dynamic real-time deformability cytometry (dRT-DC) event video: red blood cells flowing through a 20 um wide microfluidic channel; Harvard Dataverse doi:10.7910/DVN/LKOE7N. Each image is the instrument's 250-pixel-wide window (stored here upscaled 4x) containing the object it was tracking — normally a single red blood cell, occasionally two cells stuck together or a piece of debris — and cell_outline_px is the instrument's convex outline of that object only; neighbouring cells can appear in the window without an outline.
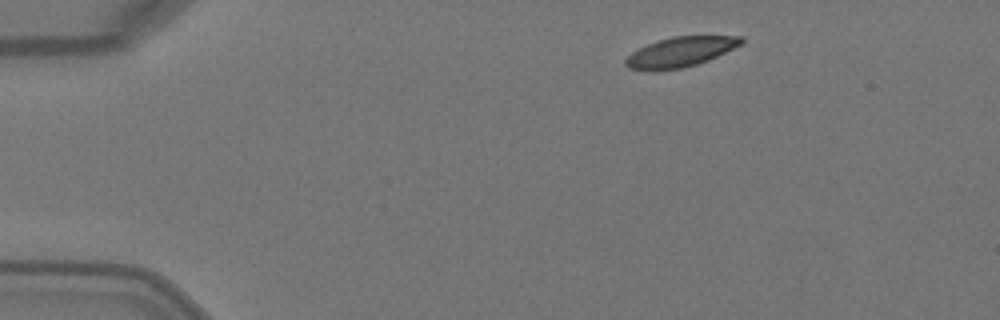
{"species": "Egyptian fruit bat (a non-hibernating species)", "species_latin": "Rousettus aegyptiacus", "temperature_condition": "warm", "stored_images_in_passage": 3, "camera_frame_rate_fps": 3000, "um_per_image_px": 0.085, "animal": {"sex": "female"}, "frame": {"image": 1, "passage_image": 1, "time_ms": 0.0, "image_size_px": [1000, 320], "cell_outline_px": [[744, 40], [740, 44], [708, 60], [696, 64], [680, 68], [652, 72], [648, 72], [628, 68], [624, 64], [624, 60], [632, 52], [648, 44], [672, 36], [740, 36]], "centroid_in_image_um": [57.75, 4.44], "position_along_channel_um": 27.2, "area_um2": 20.0}}